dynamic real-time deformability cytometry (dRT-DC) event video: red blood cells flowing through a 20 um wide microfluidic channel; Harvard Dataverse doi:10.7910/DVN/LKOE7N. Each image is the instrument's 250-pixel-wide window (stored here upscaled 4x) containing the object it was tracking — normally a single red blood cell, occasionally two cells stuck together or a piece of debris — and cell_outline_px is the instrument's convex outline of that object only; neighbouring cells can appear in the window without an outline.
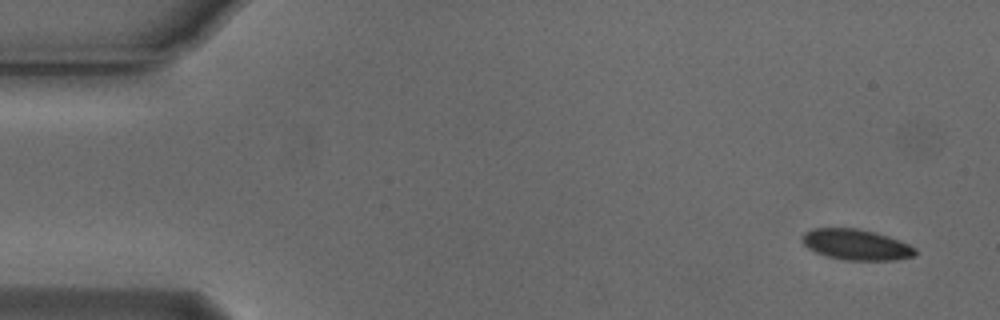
{"species": "Egyptian fruit bat (a non-hibernating species)", "species_latin": "Rousettus aegyptiacus", "temperature_condition": "cold", "stored_images_in_passage": 38, "camera_frame_rate_fps": 3000, "um_per_image_px": 0.085, "animal": {"sex": "male"}, "frame": {"image": 1, "passage_image": 1, "time_ms": 0.0, "image_size_px": [1000, 320], "cell_outline_px": [[916, 252], [912, 256], [896, 260], [844, 260], [824, 256], [808, 248], [800, 240], [800, 236], [804, 232], [812, 228], [856, 228], [888, 236], [908, 244], [916, 248]], "centroid_in_image_um": [72.71, 20.79], "position_along_channel_um": 12.3, "area_um2": 20.29}}
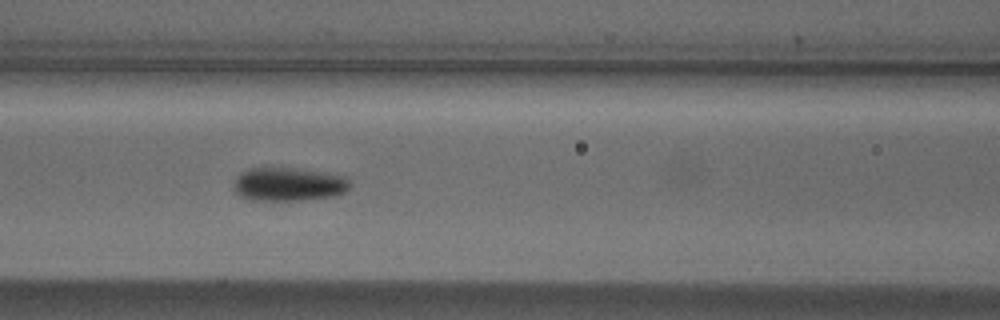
{"frame": {"image": 2, "passage_image": 21, "time_ms": 6.667, "image_size_px": [1000, 320], "cell_outline_px": [[348, 188], [344, 192], [332, 196], [296, 200], [252, 200], [240, 196], [236, 192], [236, 180], [244, 172], [252, 168], [264, 164], [320, 172], [344, 176], [348, 180]], "centroid_in_image_um": [24.49, 15.63], "position_along_channel_um": 142.1, "area_um2": 22.48}}
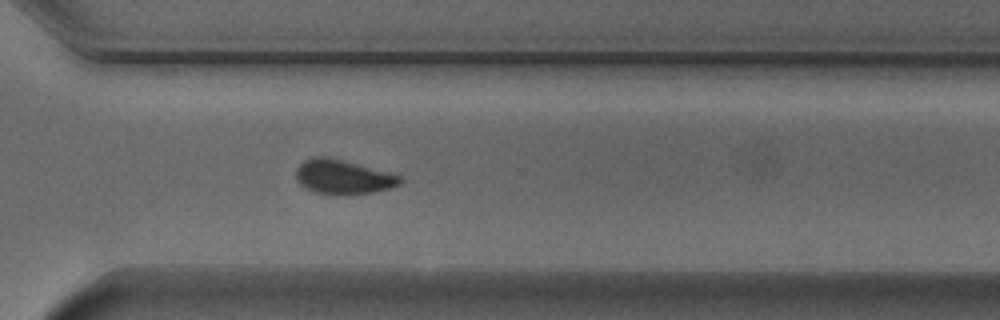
{"frame": {"image": 3, "passage_image": 37, "time_ms": 12.0, "image_size_px": [1000, 320], "cell_outline_px": [[404, 180], [400, 184], [388, 188], [372, 192], [344, 196], [316, 192], [300, 184], [296, 180], [296, 168], [304, 160], [316, 156], [328, 156], [400, 176]], "centroid_in_image_um": [29.12, 15.05], "position_along_channel_um": 341.5, "area_um2": 20.63}}